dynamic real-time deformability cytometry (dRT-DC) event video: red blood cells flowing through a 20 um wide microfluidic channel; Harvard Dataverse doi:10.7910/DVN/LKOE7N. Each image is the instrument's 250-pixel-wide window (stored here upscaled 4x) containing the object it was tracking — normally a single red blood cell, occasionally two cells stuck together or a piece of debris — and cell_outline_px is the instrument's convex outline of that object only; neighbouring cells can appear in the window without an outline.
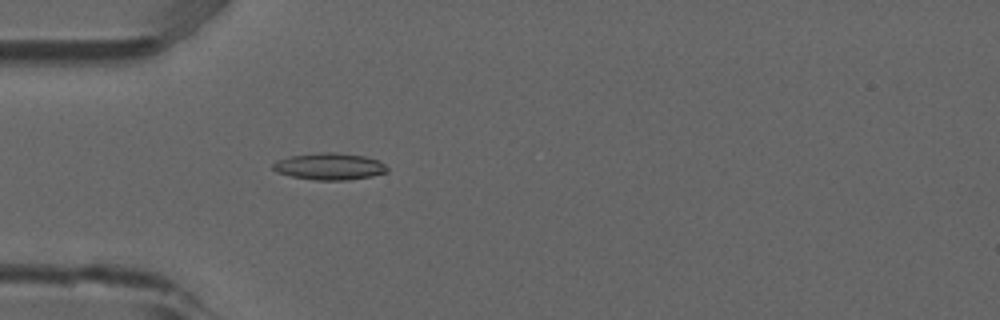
{"species": "common noctule bat (a hibernating species)", "species_latin": "Nyctalus noctula", "temperature_condition": "room temperature", "stored_images_in_passage": 53, "camera_frame_rate_fps": 3000, "um_per_image_px": 0.085, "animal": {"sex": "male", "forearm_length_mm": 52.5}, "frame": {"image": 1, "passage_image": 16, "time_ms": 5.0, "image_size_px": [1000, 320], "cell_outline_px": [[388, 172], [372, 176], [348, 180], [316, 180], [292, 176], [276, 172], [272, 168], [272, 164], [276, 160], [292, 156], [324, 152], [332, 152], [364, 156], [380, 160], [388, 168]], "centroid_in_image_um": [28.03, 14.15], "position_along_channel_um": 57.0, "area_um2": 17.8}}
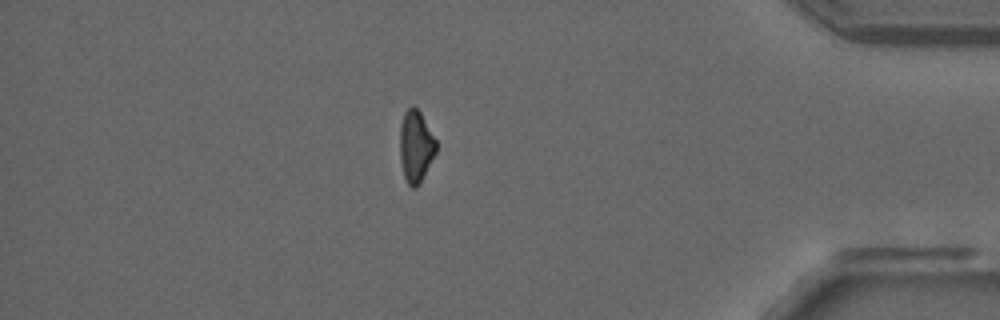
{"frame": {"image": 2, "passage_image": 46, "time_ms": 15.0, "image_size_px": [1000, 320], "cell_outline_px": [[436, 152], [416, 188], [412, 188], [408, 184], [404, 176], [400, 160], [400, 124], [404, 112], [412, 104], [420, 112], [436, 140]], "centroid_in_image_um": [35.32, 12.41], "position_along_channel_um": 399.9, "area_um2": 14.97}}
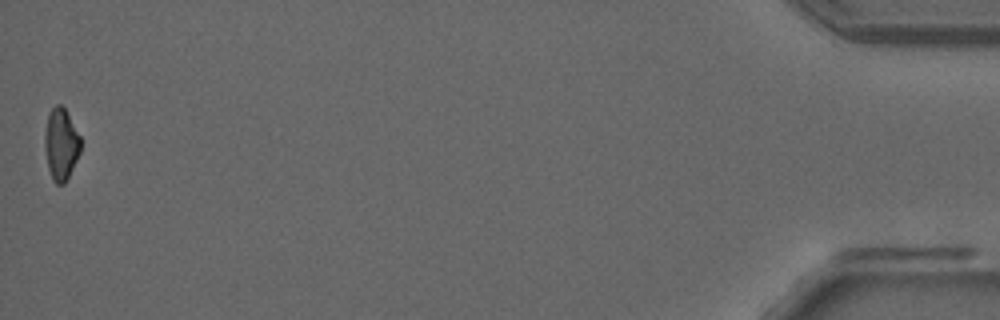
{"frame": {"image": 3, "passage_image": 53, "time_ms": 17.333, "image_size_px": [1000, 320], "cell_outline_px": [[80, 152], [64, 184], [56, 184], [52, 180], [48, 168], [44, 144], [44, 132], [48, 112], [56, 104], [60, 104], [64, 108], [80, 136]], "centroid_in_image_um": [5.15, 12.24], "position_along_channel_um": 430.0, "area_um2": 14.91}}